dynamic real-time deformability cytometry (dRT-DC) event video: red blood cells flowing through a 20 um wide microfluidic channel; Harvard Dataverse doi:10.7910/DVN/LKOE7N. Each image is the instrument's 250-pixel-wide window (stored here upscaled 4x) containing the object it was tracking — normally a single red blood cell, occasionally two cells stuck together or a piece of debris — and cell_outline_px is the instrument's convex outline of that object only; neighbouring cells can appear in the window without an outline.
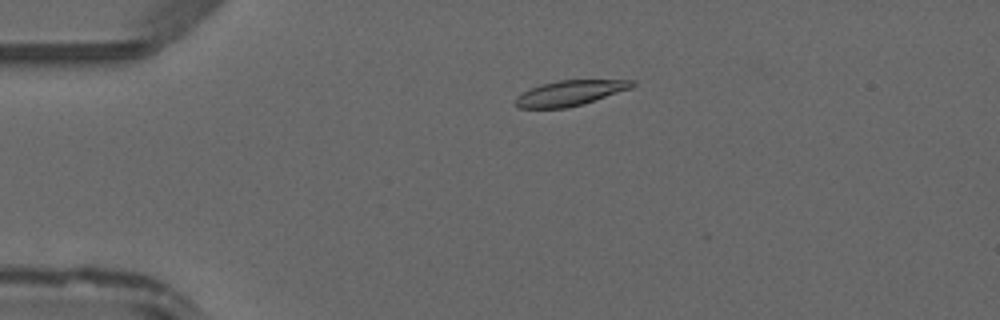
{"species": "common noctule bat (a hibernating species)", "species_latin": "Nyctalus noctula", "temperature_condition": "warm", "stored_images_in_passage": 48, "camera_frame_rate_fps": 3000, "um_per_image_px": 0.085, "animal": {"sex": "male", "forearm_length_mm": 52.5}, "frame": {"image": 1, "passage_image": 11, "time_ms": 3.333, "image_size_px": [1000, 320], "cell_outline_px": [[636, 84], [632, 88], [584, 104], [568, 108], [516, 108], [512, 104], [516, 96], [532, 88], [544, 84], [560, 80], [636, 80]], "centroid_in_image_um": [48.45, 7.92], "position_along_channel_um": 36.6, "area_um2": 17.28}}
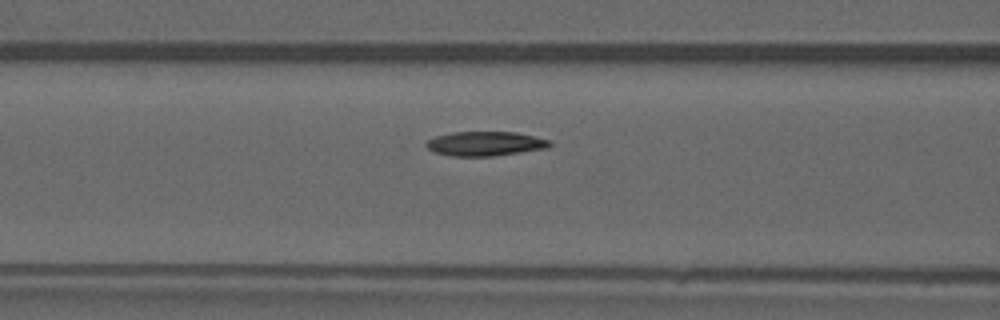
{"frame": {"image": 2, "passage_image": 20, "time_ms": 6.333, "image_size_px": [1000, 320], "cell_outline_px": [[552, 144], [548, 148], [492, 156], [452, 156], [436, 152], [428, 148], [424, 144], [428, 140], [436, 136], [452, 132], [516, 132], [552, 140]], "centroid_in_image_um": [41.27, 12.2], "position_along_channel_um": 125.3, "area_um2": 17.51}}
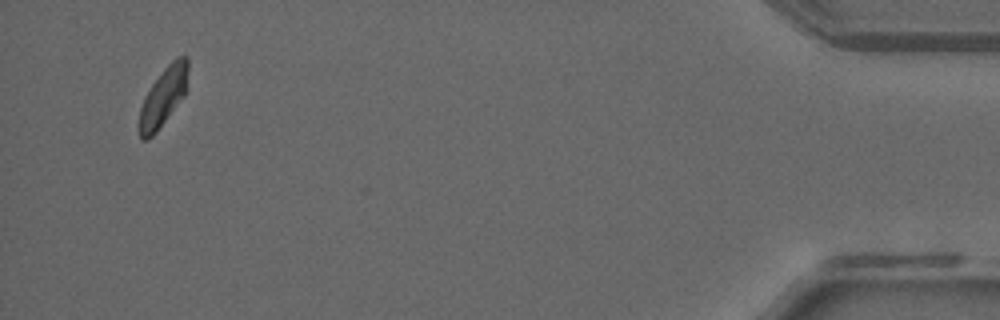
{"frame": {"image": 3, "passage_image": 46, "time_ms": 15.0, "image_size_px": [1000, 320], "cell_outline_px": [[188, 88], [184, 96], [156, 132], [148, 140], [140, 140], [140, 108], [144, 96], [152, 84], [164, 68], [176, 56], [188, 56]], "centroid_in_image_um": [13.91, 8.19], "position_along_channel_um": 421.3, "area_um2": 16.7}}